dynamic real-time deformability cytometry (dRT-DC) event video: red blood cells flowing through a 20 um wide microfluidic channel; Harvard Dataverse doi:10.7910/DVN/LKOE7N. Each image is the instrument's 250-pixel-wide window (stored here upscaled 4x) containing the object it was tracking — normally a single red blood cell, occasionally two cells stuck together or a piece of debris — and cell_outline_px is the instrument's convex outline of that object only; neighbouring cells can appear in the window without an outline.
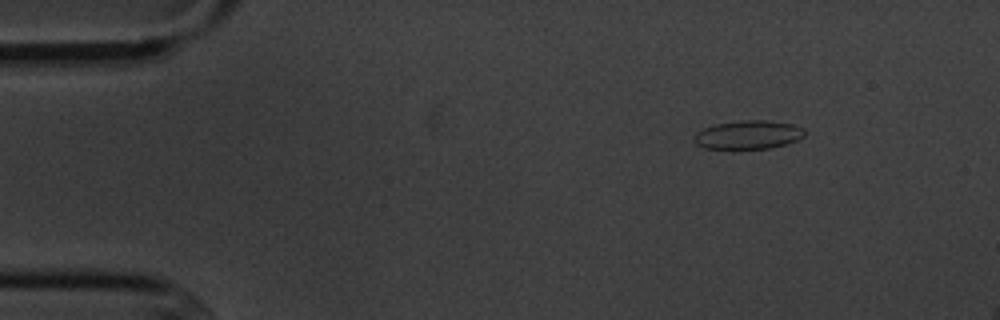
{"species": "common noctule bat (a hibernating species)", "species_latin": "Nyctalus noctula", "temperature_condition": "cold", "stored_images_in_passage": 4, "camera_frame_rate_fps": 3000, "um_per_image_px": 0.085, "animal": {"sex": "male", "body_mass_g": 20.1, "forearm_length_mm": 53.5}, "frame": {"image": 1, "passage_image": 2, "time_ms": 2.0, "image_size_px": [1000, 320], "cell_outline_px": [[804, 136], [796, 140], [784, 144], [768, 148], [732, 152], [704, 148], [696, 144], [696, 132], [704, 128], [716, 124], [744, 120], [768, 120], [792, 124], [804, 128]], "centroid_in_image_um": [63.56, 11.5], "position_along_channel_um": 21.4, "area_um2": 18.96}}